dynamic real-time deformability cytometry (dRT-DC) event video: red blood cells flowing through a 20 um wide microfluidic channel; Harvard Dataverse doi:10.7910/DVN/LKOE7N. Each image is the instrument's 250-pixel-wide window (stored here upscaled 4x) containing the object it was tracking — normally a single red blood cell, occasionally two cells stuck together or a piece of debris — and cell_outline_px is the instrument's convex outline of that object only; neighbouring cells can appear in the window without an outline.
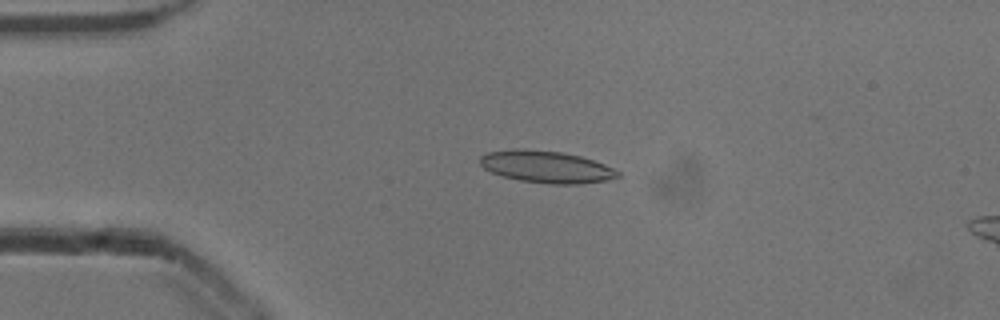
{"species": "common noctule bat (a hibernating species)", "species_latin": "Nyctalus noctula", "temperature_condition": "cold", "stored_images_in_passage": 49, "camera_frame_rate_fps": 3000, "um_per_image_px": 0.085, "animal": {"sex": "male", "body_mass_g": 13.3}, "frame": {"image": 1, "passage_image": 11, "time_ms": 3.333, "image_size_px": [1000, 320], "cell_outline_px": [[620, 176], [604, 180], [580, 184], [548, 184], [520, 180], [504, 176], [492, 172], [484, 168], [480, 164], [480, 156], [488, 152], [516, 148], [560, 152], [580, 156], [604, 164], [620, 172]], "centroid_in_image_um": [46.42, 14.18], "position_along_channel_um": 38.6, "area_um2": 25.43}}
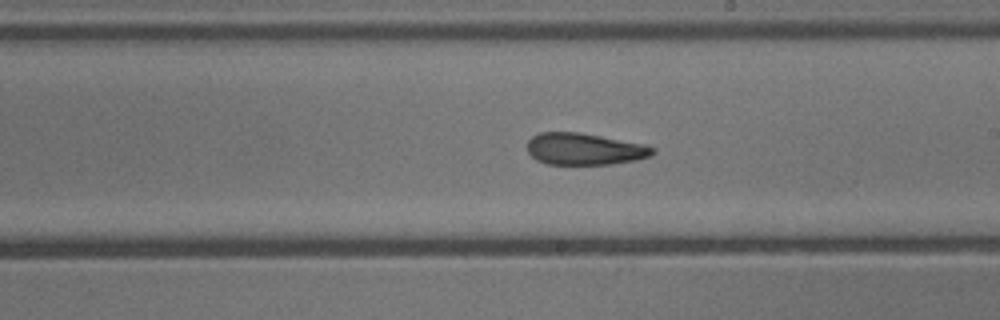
{"frame": {"image": 2, "passage_image": 29, "time_ms": 9.333, "image_size_px": [1000, 320], "cell_outline_px": [[656, 152], [652, 156], [636, 160], [612, 164], [548, 164], [536, 160], [528, 152], [528, 140], [532, 136], [540, 132], [580, 132], [644, 144], [656, 148]], "centroid_in_image_um": [49.71, 12.66], "position_along_channel_um": 239.3, "area_um2": 23.35}}
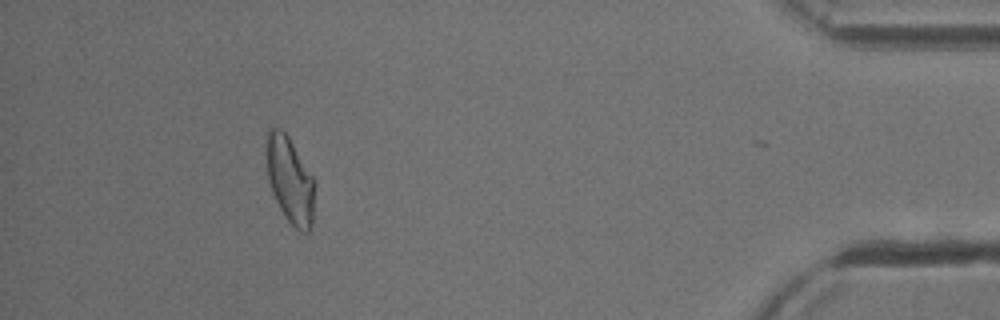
{"frame": {"image": 3, "passage_image": 47, "time_ms": 15.333, "image_size_px": [1000, 320], "cell_outline_px": [[316, 184], [312, 224], [308, 232], [300, 232], [284, 216], [272, 192], [268, 180], [264, 144], [264, 140], [268, 128], [280, 128], [288, 136], [316, 180]], "centroid_in_image_um": [24.64, 15.26], "position_along_channel_um": 410.6, "area_um2": 24.97}}